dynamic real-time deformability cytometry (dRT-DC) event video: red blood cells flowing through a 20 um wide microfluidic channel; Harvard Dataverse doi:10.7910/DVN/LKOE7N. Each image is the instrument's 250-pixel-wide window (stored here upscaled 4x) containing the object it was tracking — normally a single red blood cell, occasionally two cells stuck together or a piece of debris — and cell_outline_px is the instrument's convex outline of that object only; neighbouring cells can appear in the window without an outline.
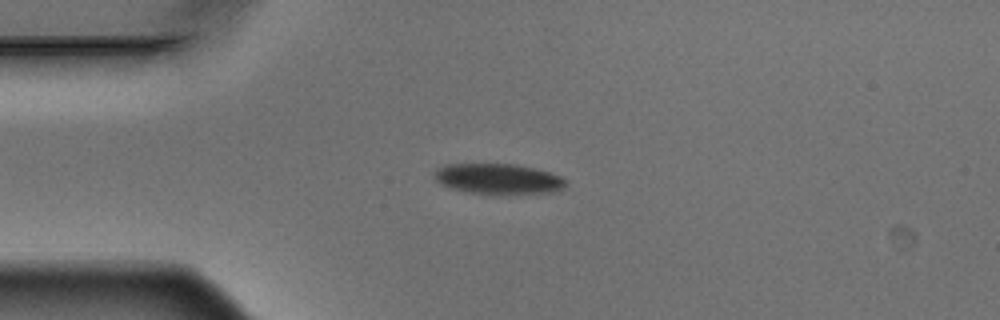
{"species": "Egyptian fruit bat (a non-hibernating species)", "species_latin": "Rousettus aegyptiacus", "temperature_condition": "warm", "stored_images_in_passage": 9, "camera_frame_rate_fps": 3000, "um_per_image_px": 0.085, "animal": {"sex": "male"}, "frame": {"image": 1, "passage_image": 3, "time_ms": 0.667, "image_size_px": [1000, 320], "cell_outline_px": [[564, 184], [560, 188], [552, 192], [492, 196], [452, 188], [440, 184], [432, 176], [432, 172], [436, 168], [444, 164], [516, 164], [548, 172], [560, 176], [564, 180]], "centroid_in_image_um": [42.26, 15.22], "position_along_channel_um": 42.7, "area_um2": 23.58}}
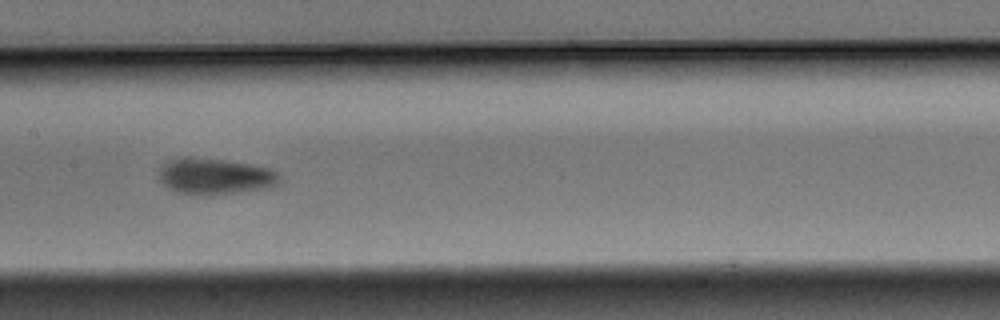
{"frame": {"image": 2, "passage_image": 7, "time_ms": 2.0, "image_size_px": [1000, 320], "cell_outline_px": [[280, 184], [264, 188], [240, 192], [208, 196], [200, 196], [180, 192], [168, 188], [160, 180], [160, 164], [168, 160], [184, 156], [192, 156], [224, 160], [252, 164], [272, 168], [280, 176]], "centroid_in_image_um": [18.27, 14.98], "position_along_channel_um": 189.1, "area_um2": 25.89}}
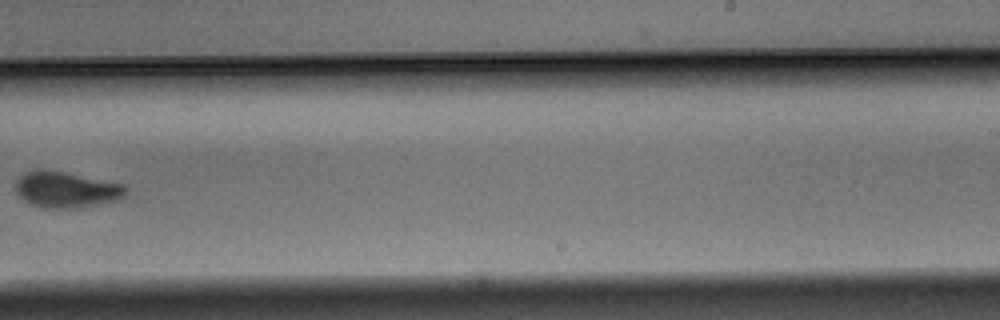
{"frame": {"image": 3, "passage_image": 9, "time_ms": 2.667, "image_size_px": [1000, 320], "cell_outline_px": [[128, 192], [120, 200], [72, 208], [44, 208], [32, 204], [24, 200], [16, 192], [16, 180], [24, 172], [64, 172], [124, 184], [128, 188]], "centroid_in_image_um": [5.69, 16.15], "position_along_channel_um": 283.3, "area_um2": 22.6}}